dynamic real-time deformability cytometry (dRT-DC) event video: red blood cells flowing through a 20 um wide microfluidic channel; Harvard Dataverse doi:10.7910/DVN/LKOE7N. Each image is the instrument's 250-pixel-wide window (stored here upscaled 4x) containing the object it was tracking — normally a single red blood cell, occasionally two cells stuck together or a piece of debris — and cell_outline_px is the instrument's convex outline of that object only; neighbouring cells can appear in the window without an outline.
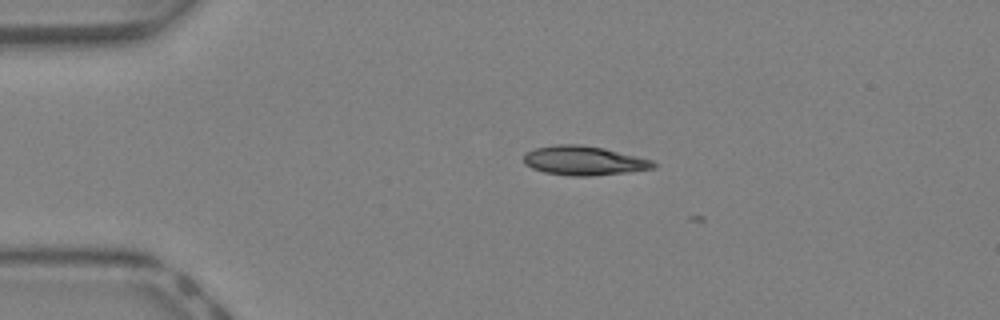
{"species": "Egyptian fruit bat (a non-hibernating species)", "species_latin": "Rousettus aegyptiacus", "temperature_condition": "warm", "stored_images_in_passage": 3, "camera_frame_rate_fps": 3000, "um_per_image_px": 0.085, "animal": {"sex": "female"}, "frame": {"image": 1, "passage_image": 2, "time_ms": 0.333, "image_size_px": [1000, 320], "cell_outline_px": [[656, 168], [628, 172], [592, 176], [572, 176], [544, 172], [532, 168], [524, 164], [524, 152], [536, 148], [556, 144], [580, 144], [604, 148], [652, 160], [656, 164]], "centroid_in_image_um": [49.62, 13.65], "position_along_channel_um": 35.4, "area_um2": 22.14}}